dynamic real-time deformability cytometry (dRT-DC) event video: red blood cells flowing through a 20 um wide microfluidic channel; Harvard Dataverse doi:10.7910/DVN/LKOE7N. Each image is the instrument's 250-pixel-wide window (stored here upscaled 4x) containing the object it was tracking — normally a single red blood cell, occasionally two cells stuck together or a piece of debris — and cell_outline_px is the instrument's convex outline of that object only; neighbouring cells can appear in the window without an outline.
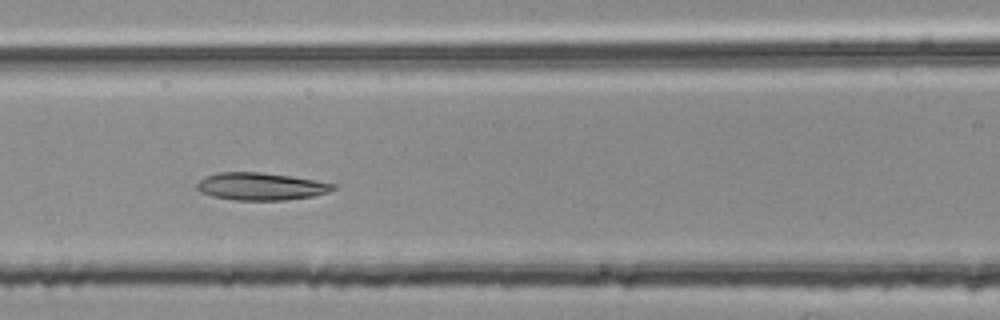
{"species": "common noctule bat (a hibernating species)", "species_latin": "Nyctalus noctula", "temperature_condition": "room temperature", "stored_images_in_passage": 42, "camera_frame_rate_fps": 3000, "um_per_image_px": 0.085, "animal": {"sex": "female", "body_mass_g": 25.1}, "frame": {"image": 1, "passage_image": 15, "time_ms": 4.667, "image_size_px": [1000, 320], "cell_outline_px": [[336, 188], [328, 192], [312, 196], [284, 200], [236, 200], [212, 196], [200, 192], [196, 188], [196, 184], [204, 176], [220, 172], [260, 172], [292, 176], [316, 180], [336, 184]], "centroid_in_image_um": [22.16, 15.84], "position_along_channel_um": 144.4, "area_um2": 21.85}}
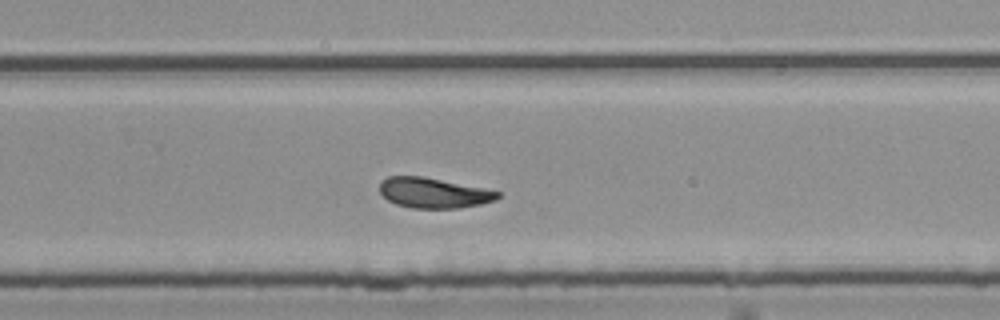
{"frame": {"image": 2, "passage_image": 27, "time_ms": 8.667, "image_size_px": [1000, 320], "cell_outline_px": [[500, 196], [496, 200], [480, 204], [460, 208], [412, 208], [396, 204], [388, 200], [380, 192], [380, 180], [388, 176], [424, 176], [484, 188], [500, 192]], "centroid_in_image_um": [36.85, 16.39], "position_along_channel_um": 293.0, "area_um2": 20.87}}
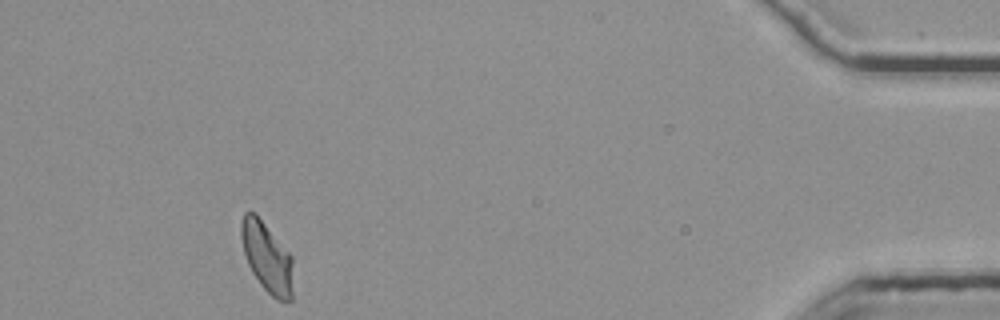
{"frame": {"image": 3, "passage_image": 42, "time_ms": 13.667, "image_size_px": [1000, 320], "cell_outline_px": [[292, 300], [276, 300], [260, 284], [252, 272], [248, 264], [244, 252], [240, 236], [240, 224], [244, 212], [256, 212], [292, 256]], "centroid_in_image_um": [22.68, 21.83], "position_along_channel_um": 412.5, "area_um2": 21.21}, "authors_computed_cell_mechanics": {"area_um2": 21.6461, "velocity_mm_per_s": 3.7236, "shape_relaxation_time_tau1_ms": 4.7344, "shape_relaxation_time_tau2_ms": 2.0844, "deformation_change_tau1": 0.1659, "deformation_change_tau2": 0.0926}}